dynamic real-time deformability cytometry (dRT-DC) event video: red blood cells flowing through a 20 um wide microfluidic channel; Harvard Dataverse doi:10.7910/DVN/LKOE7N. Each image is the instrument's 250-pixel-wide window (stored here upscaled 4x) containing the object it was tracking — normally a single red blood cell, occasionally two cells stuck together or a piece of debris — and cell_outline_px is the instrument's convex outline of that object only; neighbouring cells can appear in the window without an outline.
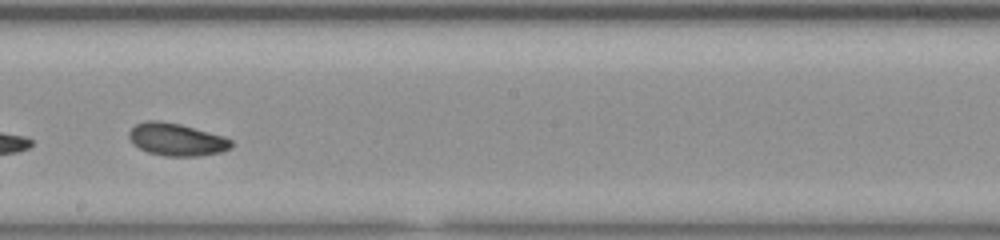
{"species": "common noctule bat (a hibernating species)", "species_latin": "Nyctalus noctula", "temperature_condition": "room temperature", "stored_images_in_passage": 32, "camera_frame_rate_fps": 3000, "um_per_image_px": 0.085, "animal": {"sex": "female", "body_mass_g": 23.0, "forearm_length_mm": 53.4}, "frame": {"image": 1, "passage_image": 23, "time_ms": 7.333, "image_size_px": [1000, 240], "cell_outline_px": [[232, 148], [220, 152], [196, 156], [164, 156], [148, 152], [132, 144], [128, 136], [128, 132], [136, 124], [148, 120], [160, 120], [180, 124], [224, 136], [232, 140]], "centroid_in_image_um": [14.99, 11.85], "position_along_channel_um": 233.2, "area_um2": 19.42}}